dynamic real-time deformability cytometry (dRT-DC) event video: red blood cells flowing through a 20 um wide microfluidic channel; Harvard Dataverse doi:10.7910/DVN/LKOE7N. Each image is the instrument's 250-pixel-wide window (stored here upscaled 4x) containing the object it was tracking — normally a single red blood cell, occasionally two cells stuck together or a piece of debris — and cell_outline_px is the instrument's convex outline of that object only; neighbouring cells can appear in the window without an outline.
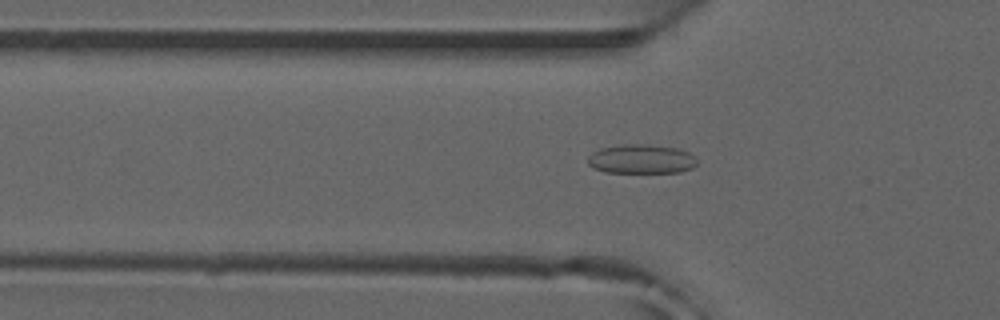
{"species": "common noctule bat (a hibernating species)", "species_latin": "Nyctalus noctula", "temperature_condition": "room temperature", "stored_images_in_passage": 34, "camera_frame_rate_fps": 3000, "um_per_image_px": 0.085, "animal": {"sex": "male", "forearm_length_mm": 52.5}, "frame": {"image": 1, "passage_image": 10, "time_ms": 3.0, "image_size_px": [1000, 320], "cell_outline_px": [[696, 164], [692, 168], [680, 172], [604, 172], [592, 168], [588, 164], [588, 156], [592, 152], [600, 148], [624, 144], [648, 144], [676, 148], [688, 152], [696, 160]], "centroid_in_image_um": [54.46, 13.52], "position_along_channel_um": 71.3, "area_um2": 18.55}}
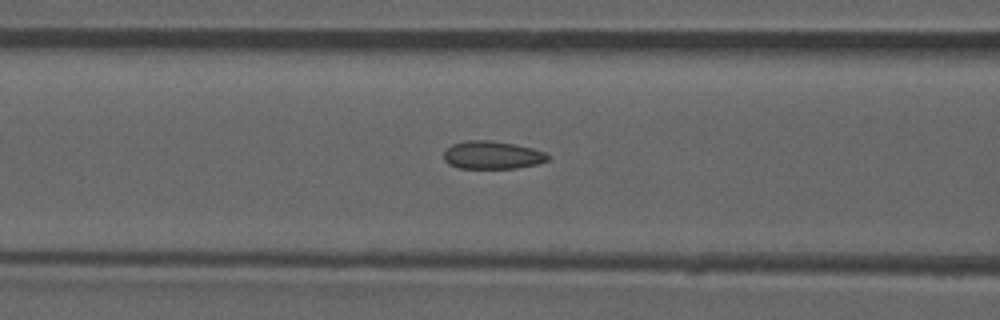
{"frame": {"image": 2, "passage_image": 14, "time_ms": 4.333, "image_size_px": [1000, 320], "cell_outline_px": [[548, 160], [536, 164], [516, 168], [460, 168], [448, 164], [444, 160], [444, 152], [452, 144], [468, 140], [492, 140], [532, 148], [544, 152], [548, 156]], "centroid_in_image_um": [41.81, 13.18], "position_along_channel_um": 124.8, "area_um2": 16.76}, "authors_computed_cell_mechanics": {"area_um2": 16.8487, "velocity_mm_per_s": 3.9639, "shape_relaxation_time_tau1_ms": null, "shape_relaxation_time_tau2_ms": 1.6665, "deformation_change_tau1": null, "deformation_change_tau2": 0.0616}}